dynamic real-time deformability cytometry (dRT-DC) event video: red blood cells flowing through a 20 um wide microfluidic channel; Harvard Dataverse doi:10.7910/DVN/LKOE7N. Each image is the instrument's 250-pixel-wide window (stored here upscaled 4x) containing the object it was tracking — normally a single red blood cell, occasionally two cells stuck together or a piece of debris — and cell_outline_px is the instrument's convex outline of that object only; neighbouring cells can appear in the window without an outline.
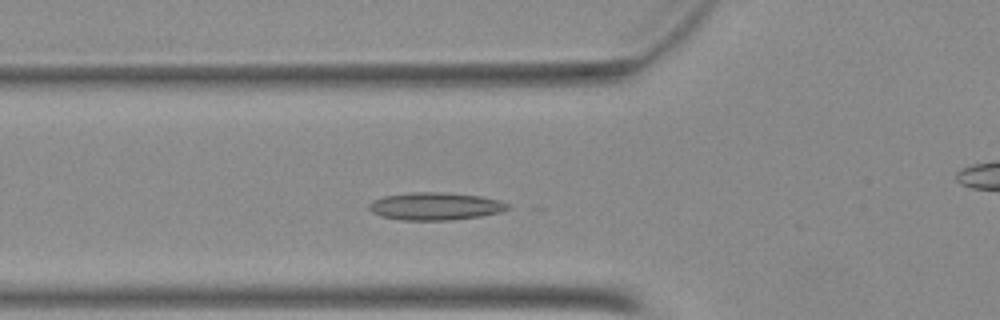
{"species": "Egyptian fruit bat (a non-hibernating species)", "species_latin": "Rousettus aegyptiacus", "temperature_condition": "warm", "stored_images_in_passage": 4, "camera_frame_rate_fps": 3000, "um_per_image_px": 0.085, "animal": {"sex": "female"}, "frame": {"image": 1, "passage_image": 4, "time_ms": 1.0, "image_size_px": [1000, 320], "cell_outline_px": [[512, 208], [500, 212], [480, 216], [452, 220], [400, 220], [380, 216], [372, 212], [368, 208], [368, 204], [372, 200], [384, 196], [412, 192], [444, 192], [480, 196], [500, 200], [508, 204]], "centroid_in_image_um": [36.99, 17.53], "position_along_channel_um": 88.8, "area_um2": 22.48}}